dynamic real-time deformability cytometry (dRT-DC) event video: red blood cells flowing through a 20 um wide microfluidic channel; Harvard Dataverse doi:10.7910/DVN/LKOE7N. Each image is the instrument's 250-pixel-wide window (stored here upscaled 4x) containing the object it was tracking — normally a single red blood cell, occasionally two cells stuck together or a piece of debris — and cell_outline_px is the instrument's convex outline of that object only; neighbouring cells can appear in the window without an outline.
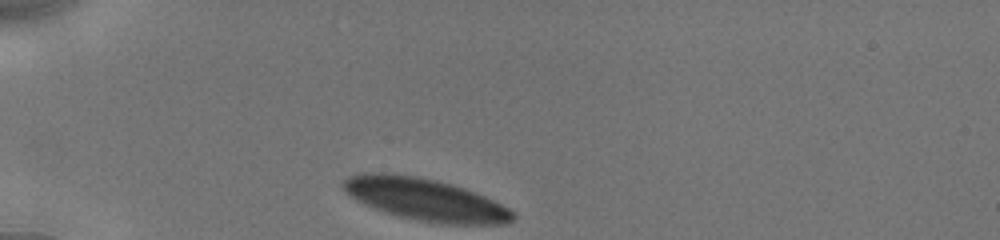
{"species": "human", "species_latin": "Homo sapiens", "temperature_condition": "cold", "stored_images_in_passage": 40, "camera_frame_rate_fps": 3000, "um_per_image_px": 0.085, "donor": {"sex": "male"}, "frame": {"image": 1, "passage_image": 1, "time_ms": 0.0, "image_size_px": [1000, 240], "cell_outline_px": [[516, 216], [508, 224], [440, 224], [416, 220], [396, 216], [372, 208], [364, 204], [352, 196], [344, 188], [344, 180], [352, 176], [364, 172], [380, 172], [416, 176], [436, 180], [452, 184], [476, 192], [508, 208]], "centroid_in_image_um": [36.17, 16.97], "position_along_channel_um": 48.8, "area_um2": 41.5}}
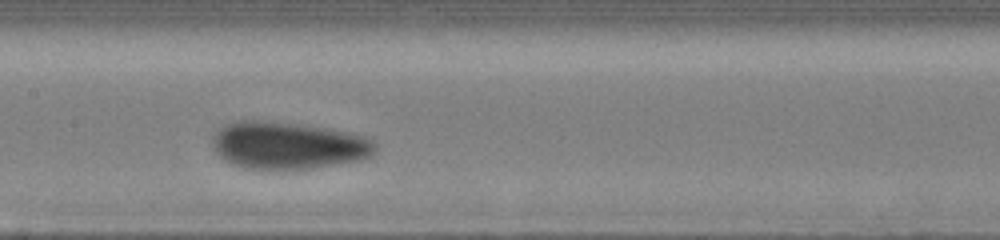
{"frame": {"image": 2, "passage_image": 22, "time_ms": 4.333, "image_size_px": [1000, 240], "cell_outline_px": [[376, 152], [372, 156], [360, 160], [312, 168], [248, 168], [228, 164], [212, 148], [212, 132], [216, 128], [224, 124], [236, 120], [260, 120], [296, 124], [324, 128], [348, 132], [364, 136], [372, 140], [376, 144]], "centroid_in_image_um": [24.42, 12.34], "position_along_channel_um": 183.0, "area_um2": 44.97}}
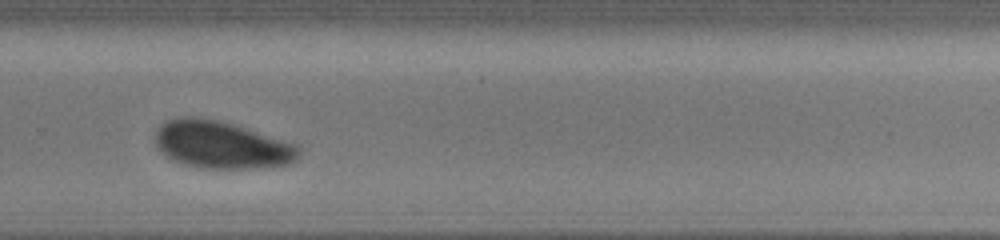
{"frame": {"image": 3, "passage_image": 39, "time_ms": 7.667, "image_size_px": [1000, 240], "cell_outline_px": [[304, 148], [300, 156], [296, 160], [288, 164], [256, 168], [200, 168], [184, 164], [172, 160], [164, 156], [160, 152], [152, 140], [160, 124], [168, 120], [184, 116], [188, 116], [216, 120], [232, 124], [300, 144]], "centroid_in_image_um": [18.84, 12.32], "position_along_channel_um": 311.0, "area_um2": 40.23}}